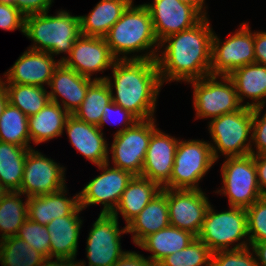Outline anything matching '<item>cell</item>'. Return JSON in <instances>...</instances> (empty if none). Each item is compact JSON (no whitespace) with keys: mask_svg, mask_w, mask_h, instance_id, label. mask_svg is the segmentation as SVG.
I'll return each instance as SVG.
<instances>
[{"mask_svg":"<svg viewBox=\"0 0 266 266\" xmlns=\"http://www.w3.org/2000/svg\"><path fill=\"white\" fill-rule=\"evenodd\" d=\"M212 30L206 16L193 27L160 42V47L168 44L156 58L162 84L173 80L189 82L211 74Z\"/></svg>","mask_w":266,"mask_h":266,"instance_id":"cell-1","label":"cell"},{"mask_svg":"<svg viewBox=\"0 0 266 266\" xmlns=\"http://www.w3.org/2000/svg\"><path fill=\"white\" fill-rule=\"evenodd\" d=\"M111 69L115 96L110 78L96 77L95 80H106L112 92V101L139 120L153 119L156 99L163 85L156 59L116 60Z\"/></svg>","mask_w":266,"mask_h":266,"instance_id":"cell-2","label":"cell"},{"mask_svg":"<svg viewBox=\"0 0 266 266\" xmlns=\"http://www.w3.org/2000/svg\"><path fill=\"white\" fill-rule=\"evenodd\" d=\"M127 7L120 19L104 37L110 52L116 60L156 59L160 43L156 38L151 14L145 4ZM157 47V48H153ZM152 49L140 56L127 57L126 54ZM157 49V50H156ZM120 54L124 55L121 58ZM119 56V57H118Z\"/></svg>","mask_w":266,"mask_h":266,"instance_id":"cell-3","label":"cell"},{"mask_svg":"<svg viewBox=\"0 0 266 266\" xmlns=\"http://www.w3.org/2000/svg\"><path fill=\"white\" fill-rule=\"evenodd\" d=\"M44 13L25 16L24 35L34 44L31 50L48 52L52 56L71 53L74 42L81 36L79 16L65 10L50 16Z\"/></svg>","mask_w":266,"mask_h":266,"instance_id":"cell-4","label":"cell"},{"mask_svg":"<svg viewBox=\"0 0 266 266\" xmlns=\"http://www.w3.org/2000/svg\"><path fill=\"white\" fill-rule=\"evenodd\" d=\"M252 111V108L243 106L238 111L223 114L209 122V132L216 145H211L215 161L219 157L218 151L227 157L246 156L254 151L250 134L253 123ZM247 141L249 142L246 143Z\"/></svg>","mask_w":266,"mask_h":266,"instance_id":"cell-5","label":"cell"},{"mask_svg":"<svg viewBox=\"0 0 266 266\" xmlns=\"http://www.w3.org/2000/svg\"><path fill=\"white\" fill-rule=\"evenodd\" d=\"M226 158L221 166L224 186L217 193L227 195L230 206L246 209L263 197L258 184L254 155Z\"/></svg>","mask_w":266,"mask_h":266,"instance_id":"cell-6","label":"cell"},{"mask_svg":"<svg viewBox=\"0 0 266 266\" xmlns=\"http://www.w3.org/2000/svg\"><path fill=\"white\" fill-rule=\"evenodd\" d=\"M207 75L198 80H192L193 105L197 118H216L226 113L238 111L241 105L235 85L227 75ZM223 79V82H222Z\"/></svg>","mask_w":266,"mask_h":266,"instance_id":"cell-7","label":"cell"},{"mask_svg":"<svg viewBox=\"0 0 266 266\" xmlns=\"http://www.w3.org/2000/svg\"><path fill=\"white\" fill-rule=\"evenodd\" d=\"M211 144L203 140L178 142L170 177V189H201L197 183L216 162Z\"/></svg>","mask_w":266,"mask_h":266,"instance_id":"cell-8","label":"cell"},{"mask_svg":"<svg viewBox=\"0 0 266 266\" xmlns=\"http://www.w3.org/2000/svg\"><path fill=\"white\" fill-rule=\"evenodd\" d=\"M248 237L247 213L245 208L232 207L216 213L209 205L197 238L204 242L212 253L229 250V245Z\"/></svg>","mask_w":266,"mask_h":266,"instance_id":"cell-9","label":"cell"},{"mask_svg":"<svg viewBox=\"0 0 266 266\" xmlns=\"http://www.w3.org/2000/svg\"><path fill=\"white\" fill-rule=\"evenodd\" d=\"M154 122V118L138 120L121 133L114 134L110 147L114 167L141 176L151 135L158 129Z\"/></svg>","mask_w":266,"mask_h":266,"instance_id":"cell-10","label":"cell"},{"mask_svg":"<svg viewBox=\"0 0 266 266\" xmlns=\"http://www.w3.org/2000/svg\"><path fill=\"white\" fill-rule=\"evenodd\" d=\"M223 43L216 34L212 37L211 75H229L247 64L255 63L254 33L248 23Z\"/></svg>","mask_w":266,"mask_h":266,"instance_id":"cell-11","label":"cell"},{"mask_svg":"<svg viewBox=\"0 0 266 266\" xmlns=\"http://www.w3.org/2000/svg\"><path fill=\"white\" fill-rule=\"evenodd\" d=\"M109 161L98 165L103 173L92 179L79 194V205L85 209L89 205H104L100 213L112 214L126 186L134 175L126 170L109 167ZM109 167V168H108Z\"/></svg>","mask_w":266,"mask_h":266,"instance_id":"cell-12","label":"cell"},{"mask_svg":"<svg viewBox=\"0 0 266 266\" xmlns=\"http://www.w3.org/2000/svg\"><path fill=\"white\" fill-rule=\"evenodd\" d=\"M118 224L113 214L100 213L87 239L88 266H113L126 253L121 249L120 238L127 228L120 230Z\"/></svg>","mask_w":266,"mask_h":266,"instance_id":"cell-13","label":"cell"},{"mask_svg":"<svg viewBox=\"0 0 266 266\" xmlns=\"http://www.w3.org/2000/svg\"><path fill=\"white\" fill-rule=\"evenodd\" d=\"M65 168L34 149H29L19 192L27 197L42 196L63 189Z\"/></svg>","mask_w":266,"mask_h":266,"instance_id":"cell-14","label":"cell"},{"mask_svg":"<svg viewBox=\"0 0 266 266\" xmlns=\"http://www.w3.org/2000/svg\"><path fill=\"white\" fill-rule=\"evenodd\" d=\"M201 189H168L170 226L199 235L210 203Z\"/></svg>","mask_w":266,"mask_h":266,"instance_id":"cell-15","label":"cell"},{"mask_svg":"<svg viewBox=\"0 0 266 266\" xmlns=\"http://www.w3.org/2000/svg\"><path fill=\"white\" fill-rule=\"evenodd\" d=\"M146 4L151 14L154 32L159 43L169 35L197 24L203 16L191 5L180 0H153Z\"/></svg>","mask_w":266,"mask_h":266,"instance_id":"cell-16","label":"cell"},{"mask_svg":"<svg viewBox=\"0 0 266 266\" xmlns=\"http://www.w3.org/2000/svg\"><path fill=\"white\" fill-rule=\"evenodd\" d=\"M59 61L78 74L91 79L92 73L103 72L112 67L116 59L104 37L81 35L74 42L70 55L62 57Z\"/></svg>","mask_w":266,"mask_h":266,"instance_id":"cell-17","label":"cell"},{"mask_svg":"<svg viewBox=\"0 0 266 266\" xmlns=\"http://www.w3.org/2000/svg\"><path fill=\"white\" fill-rule=\"evenodd\" d=\"M178 139L157 129L150 138L141 176L170 189V177Z\"/></svg>","mask_w":266,"mask_h":266,"instance_id":"cell-18","label":"cell"},{"mask_svg":"<svg viewBox=\"0 0 266 266\" xmlns=\"http://www.w3.org/2000/svg\"><path fill=\"white\" fill-rule=\"evenodd\" d=\"M60 64V61L54 60V57L43 51H34L28 49L5 72L7 80L2 83H14L21 85H35L44 87L46 83L50 84L54 70Z\"/></svg>","mask_w":266,"mask_h":266,"instance_id":"cell-19","label":"cell"},{"mask_svg":"<svg viewBox=\"0 0 266 266\" xmlns=\"http://www.w3.org/2000/svg\"><path fill=\"white\" fill-rule=\"evenodd\" d=\"M94 80L78 74L63 62H60L54 70L49 84L52 89L48 92L50 101L60 106L63 105V109L69 114H73L82 104L88 87ZM57 96L62 98V104H60Z\"/></svg>","mask_w":266,"mask_h":266,"instance_id":"cell-20","label":"cell"},{"mask_svg":"<svg viewBox=\"0 0 266 266\" xmlns=\"http://www.w3.org/2000/svg\"><path fill=\"white\" fill-rule=\"evenodd\" d=\"M64 128L72 146L92 163L98 166L109 161L107 141L97 126L81 121L70 114Z\"/></svg>","mask_w":266,"mask_h":266,"instance_id":"cell-21","label":"cell"},{"mask_svg":"<svg viewBox=\"0 0 266 266\" xmlns=\"http://www.w3.org/2000/svg\"><path fill=\"white\" fill-rule=\"evenodd\" d=\"M168 226V188H162L126 228L127 233L134 234L133 243L138 245L145 237Z\"/></svg>","mask_w":266,"mask_h":266,"instance_id":"cell-22","label":"cell"},{"mask_svg":"<svg viewBox=\"0 0 266 266\" xmlns=\"http://www.w3.org/2000/svg\"><path fill=\"white\" fill-rule=\"evenodd\" d=\"M79 207L72 215L58 217L46 225L50 236V259H75L82 220Z\"/></svg>","mask_w":266,"mask_h":266,"instance_id":"cell-23","label":"cell"},{"mask_svg":"<svg viewBox=\"0 0 266 266\" xmlns=\"http://www.w3.org/2000/svg\"><path fill=\"white\" fill-rule=\"evenodd\" d=\"M65 187L59 191L42 196L28 197V218L41 225L53 219L72 215L79 207V194L73 198L65 197Z\"/></svg>","mask_w":266,"mask_h":266,"instance_id":"cell-24","label":"cell"},{"mask_svg":"<svg viewBox=\"0 0 266 266\" xmlns=\"http://www.w3.org/2000/svg\"><path fill=\"white\" fill-rule=\"evenodd\" d=\"M233 81L238 99L242 105L244 98L254 102L243 104L247 108L265 106L266 100V66L258 63L247 64L228 75ZM244 96V97H243Z\"/></svg>","mask_w":266,"mask_h":266,"instance_id":"cell-25","label":"cell"},{"mask_svg":"<svg viewBox=\"0 0 266 266\" xmlns=\"http://www.w3.org/2000/svg\"><path fill=\"white\" fill-rule=\"evenodd\" d=\"M133 0H101L86 16H79L83 36L105 37Z\"/></svg>","mask_w":266,"mask_h":266,"instance_id":"cell-26","label":"cell"},{"mask_svg":"<svg viewBox=\"0 0 266 266\" xmlns=\"http://www.w3.org/2000/svg\"><path fill=\"white\" fill-rule=\"evenodd\" d=\"M161 190L156 182L142 176H134L123 191L112 214L118 218L120 211L128 225Z\"/></svg>","mask_w":266,"mask_h":266,"instance_id":"cell-27","label":"cell"},{"mask_svg":"<svg viewBox=\"0 0 266 266\" xmlns=\"http://www.w3.org/2000/svg\"><path fill=\"white\" fill-rule=\"evenodd\" d=\"M195 238L189 231L168 226L145 237L137 246L153 253L148 259L156 266L163 258L187 247Z\"/></svg>","mask_w":266,"mask_h":266,"instance_id":"cell-28","label":"cell"},{"mask_svg":"<svg viewBox=\"0 0 266 266\" xmlns=\"http://www.w3.org/2000/svg\"><path fill=\"white\" fill-rule=\"evenodd\" d=\"M69 115L62 106L49 101L37 114L28 117L30 141L39 144L62 135Z\"/></svg>","mask_w":266,"mask_h":266,"instance_id":"cell-29","label":"cell"},{"mask_svg":"<svg viewBox=\"0 0 266 266\" xmlns=\"http://www.w3.org/2000/svg\"><path fill=\"white\" fill-rule=\"evenodd\" d=\"M29 148L0 141V183L8 191H19Z\"/></svg>","mask_w":266,"mask_h":266,"instance_id":"cell-30","label":"cell"},{"mask_svg":"<svg viewBox=\"0 0 266 266\" xmlns=\"http://www.w3.org/2000/svg\"><path fill=\"white\" fill-rule=\"evenodd\" d=\"M111 96L112 92L106 80H94L73 115L81 121L98 126L104 107L112 101Z\"/></svg>","mask_w":266,"mask_h":266,"instance_id":"cell-31","label":"cell"},{"mask_svg":"<svg viewBox=\"0 0 266 266\" xmlns=\"http://www.w3.org/2000/svg\"><path fill=\"white\" fill-rule=\"evenodd\" d=\"M8 93V101L20 109L27 117L37 114L49 101V93L44 87L3 83Z\"/></svg>","mask_w":266,"mask_h":266,"instance_id":"cell-32","label":"cell"},{"mask_svg":"<svg viewBox=\"0 0 266 266\" xmlns=\"http://www.w3.org/2000/svg\"><path fill=\"white\" fill-rule=\"evenodd\" d=\"M19 191H9L0 202V239L14 237L28 218V197L23 202Z\"/></svg>","mask_w":266,"mask_h":266,"instance_id":"cell-33","label":"cell"},{"mask_svg":"<svg viewBox=\"0 0 266 266\" xmlns=\"http://www.w3.org/2000/svg\"><path fill=\"white\" fill-rule=\"evenodd\" d=\"M0 141L32 149L29 145L28 117L10 103L0 118Z\"/></svg>","mask_w":266,"mask_h":266,"instance_id":"cell-34","label":"cell"},{"mask_svg":"<svg viewBox=\"0 0 266 266\" xmlns=\"http://www.w3.org/2000/svg\"><path fill=\"white\" fill-rule=\"evenodd\" d=\"M45 259L17 236L0 240V262L3 266H40Z\"/></svg>","mask_w":266,"mask_h":266,"instance_id":"cell-35","label":"cell"},{"mask_svg":"<svg viewBox=\"0 0 266 266\" xmlns=\"http://www.w3.org/2000/svg\"><path fill=\"white\" fill-rule=\"evenodd\" d=\"M212 252L197 237L184 249L163 258L156 266H210Z\"/></svg>","mask_w":266,"mask_h":266,"instance_id":"cell-36","label":"cell"},{"mask_svg":"<svg viewBox=\"0 0 266 266\" xmlns=\"http://www.w3.org/2000/svg\"><path fill=\"white\" fill-rule=\"evenodd\" d=\"M247 241L249 240L242 241L229 250L212 253L210 266H258Z\"/></svg>","mask_w":266,"mask_h":266,"instance_id":"cell-37","label":"cell"},{"mask_svg":"<svg viewBox=\"0 0 266 266\" xmlns=\"http://www.w3.org/2000/svg\"><path fill=\"white\" fill-rule=\"evenodd\" d=\"M16 236L26 241L29 246L39 251L46 259L50 258V236L45 225L27 218Z\"/></svg>","mask_w":266,"mask_h":266,"instance_id":"cell-38","label":"cell"},{"mask_svg":"<svg viewBox=\"0 0 266 266\" xmlns=\"http://www.w3.org/2000/svg\"><path fill=\"white\" fill-rule=\"evenodd\" d=\"M249 243L266 241V196L246 208Z\"/></svg>","mask_w":266,"mask_h":266,"instance_id":"cell-39","label":"cell"},{"mask_svg":"<svg viewBox=\"0 0 266 266\" xmlns=\"http://www.w3.org/2000/svg\"><path fill=\"white\" fill-rule=\"evenodd\" d=\"M263 106L253 109L252 123V142L256 146V152L251 151L252 155L266 154V113L259 119Z\"/></svg>","mask_w":266,"mask_h":266,"instance_id":"cell-40","label":"cell"},{"mask_svg":"<svg viewBox=\"0 0 266 266\" xmlns=\"http://www.w3.org/2000/svg\"><path fill=\"white\" fill-rule=\"evenodd\" d=\"M25 16L11 4L0 3V28L3 30H16L24 34Z\"/></svg>","mask_w":266,"mask_h":266,"instance_id":"cell-41","label":"cell"},{"mask_svg":"<svg viewBox=\"0 0 266 266\" xmlns=\"http://www.w3.org/2000/svg\"><path fill=\"white\" fill-rule=\"evenodd\" d=\"M114 114H117V116H120L121 115V118L122 119L121 120L118 119V120L121 122V124L123 123V126H124V128L119 129L115 134L121 133L125 129H127V128L131 127L132 125H134L139 120L130 111L122 108L121 106H119V105L115 104L113 101H111L109 104H107L104 107V109H103V117L101 118V120H100V122H99V124H98L97 127L102 131V129H101L102 126H104V124L106 122H109L110 121V118H112V116ZM111 123H114V122L111 121Z\"/></svg>","mask_w":266,"mask_h":266,"instance_id":"cell-42","label":"cell"},{"mask_svg":"<svg viewBox=\"0 0 266 266\" xmlns=\"http://www.w3.org/2000/svg\"><path fill=\"white\" fill-rule=\"evenodd\" d=\"M53 0H15L14 6L24 15L48 12Z\"/></svg>","mask_w":266,"mask_h":266,"instance_id":"cell-43","label":"cell"},{"mask_svg":"<svg viewBox=\"0 0 266 266\" xmlns=\"http://www.w3.org/2000/svg\"><path fill=\"white\" fill-rule=\"evenodd\" d=\"M113 266H155L148 258L136 252L126 253Z\"/></svg>","mask_w":266,"mask_h":266,"instance_id":"cell-44","label":"cell"},{"mask_svg":"<svg viewBox=\"0 0 266 266\" xmlns=\"http://www.w3.org/2000/svg\"><path fill=\"white\" fill-rule=\"evenodd\" d=\"M255 63L266 66V32H254Z\"/></svg>","mask_w":266,"mask_h":266,"instance_id":"cell-45","label":"cell"},{"mask_svg":"<svg viewBox=\"0 0 266 266\" xmlns=\"http://www.w3.org/2000/svg\"><path fill=\"white\" fill-rule=\"evenodd\" d=\"M258 184L263 196H266V154L254 155Z\"/></svg>","mask_w":266,"mask_h":266,"instance_id":"cell-46","label":"cell"},{"mask_svg":"<svg viewBox=\"0 0 266 266\" xmlns=\"http://www.w3.org/2000/svg\"><path fill=\"white\" fill-rule=\"evenodd\" d=\"M250 247L254 252L253 254L258 257V259L256 258L258 266H266V241L250 243Z\"/></svg>","mask_w":266,"mask_h":266,"instance_id":"cell-47","label":"cell"},{"mask_svg":"<svg viewBox=\"0 0 266 266\" xmlns=\"http://www.w3.org/2000/svg\"><path fill=\"white\" fill-rule=\"evenodd\" d=\"M85 262L75 261V259H60L56 258V261H51L50 258L44 260L40 266H85Z\"/></svg>","mask_w":266,"mask_h":266,"instance_id":"cell-48","label":"cell"},{"mask_svg":"<svg viewBox=\"0 0 266 266\" xmlns=\"http://www.w3.org/2000/svg\"><path fill=\"white\" fill-rule=\"evenodd\" d=\"M8 103L9 101L7 90L4 87L3 83L0 81V118Z\"/></svg>","mask_w":266,"mask_h":266,"instance_id":"cell-49","label":"cell"},{"mask_svg":"<svg viewBox=\"0 0 266 266\" xmlns=\"http://www.w3.org/2000/svg\"><path fill=\"white\" fill-rule=\"evenodd\" d=\"M183 3H187L194 7L203 17H206V10H203L204 0H180Z\"/></svg>","mask_w":266,"mask_h":266,"instance_id":"cell-50","label":"cell"},{"mask_svg":"<svg viewBox=\"0 0 266 266\" xmlns=\"http://www.w3.org/2000/svg\"><path fill=\"white\" fill-rule=\"evenodd\" d=\"M9 191L0 183V202L4 199Z\"/></svg>","mask_w":266,"mask_h":266,"instance_id":"cell-51","label":"cell"},{"mask_svg":"<svg viewBox=\"0 0 266 266\" xmlns=\"http://www.w3.org/2000/svg\"><path fill=\"white\" fill-rule=\"evenodd\" d=\"M15 0H0V3H6V4H11L14 5Z\"/></svg>","mask_w":266,"mask_h":266,"instance_id":"cell-52","label":"cell"}]
</instances>
